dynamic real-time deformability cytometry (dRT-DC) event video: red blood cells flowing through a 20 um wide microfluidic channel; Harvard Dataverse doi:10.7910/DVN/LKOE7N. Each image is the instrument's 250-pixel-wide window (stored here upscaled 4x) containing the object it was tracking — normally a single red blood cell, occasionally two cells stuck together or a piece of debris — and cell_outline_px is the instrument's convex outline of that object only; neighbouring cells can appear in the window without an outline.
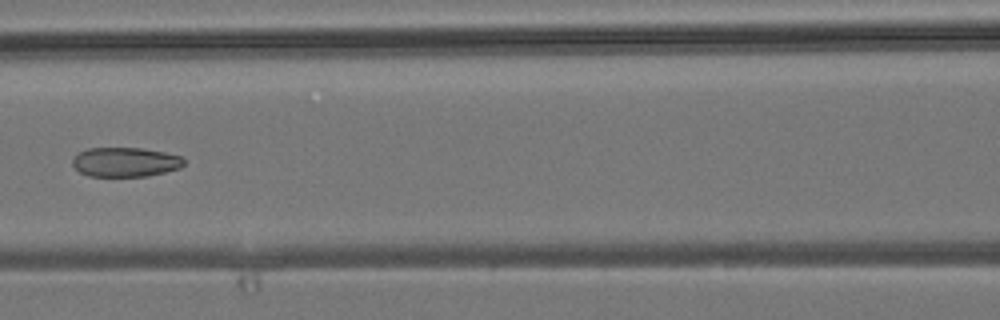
{"species": "common noctule bat (a hibernating species)", "species_latin": "Nyctalus noctula", "temperature_condition": "room temperature", "stored_images_in_passage": 4, "camera_frame_rate_fps": 3000, "um_per_image_px": 0.085, "animal": {"sex": "male", "body_mass_g": 19.2, "forearm_length_mm": 51.8}, "frame": {"image": 1, "passage_image": 4, "time_ms": 3.667, "image_size_px": [1000, 320], "cell_outline_px": [[184, 164], [180, 168], [148, 176], [88, 176], [80, 172], [72, 164], [72, 160], [80, 152], [88, 148], [140, 148], [164, 152], [180, 156], [184, 160]], "centroid_in_image_um": [10.65, 13.78], "position_along_channel_um": 155.9, "area_um2": 18.96}}